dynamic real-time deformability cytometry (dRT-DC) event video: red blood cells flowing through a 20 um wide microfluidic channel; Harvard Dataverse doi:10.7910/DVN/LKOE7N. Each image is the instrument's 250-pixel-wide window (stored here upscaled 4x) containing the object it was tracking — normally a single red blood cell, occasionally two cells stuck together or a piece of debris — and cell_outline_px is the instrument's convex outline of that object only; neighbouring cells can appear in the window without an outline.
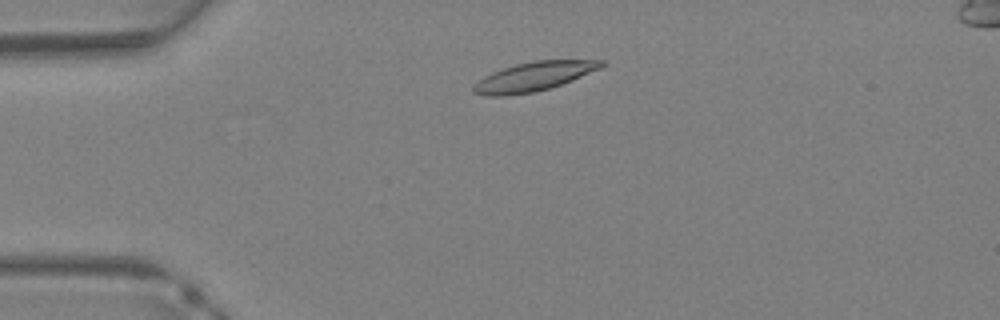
{"species": "Egyptian fruit bat (a non-hibernating species)", "species_latin": "Rousettus aegyptiacus", "temperature_condition": "warm", "stored_images_in_passage": 32, "camera_frame_rate_fps": 3000, "um_per_image_px": 0.085, "animal": {"sex": "female"}, "frame": {"image": 1, "passage_image": 3, "time_ms": 0.667, "image_size_px": [1000, 320], "cell_outline_px": [[608, 64], [600, 68], [572, 80], [536, 92], [508, 96], [484, 96], [472, 92], [472, 84], [484, 76], [492, 72], [516, 64], [532, 60], [608, 60]], "centroid_in_image_um": [45.34, 6.51], "position_along_channel_um": 39.7, "area_um2": 21.85}}
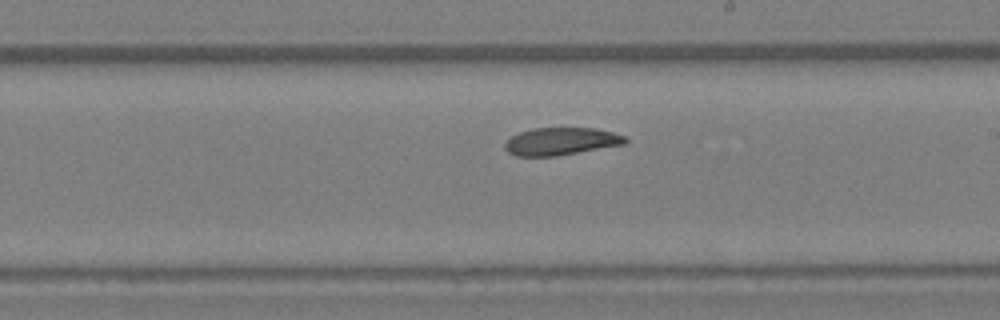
{"frame": {"image": 2, "passage_image": 16, "time_ms": 5.0, "image_size_px": [1000, 320], "cell_outline_px": [[628, 140], [624, 144], [556, 156], [516, 156], [508, 152], [504, 148], [504, 144], [512, 136], [520, 132], [532, 128], [596, 128], [628, 136]], "centroid_in_image_um": [47.7, 12.01], "position_along_channel_um": 241.3, "area_um2": 19.31}}
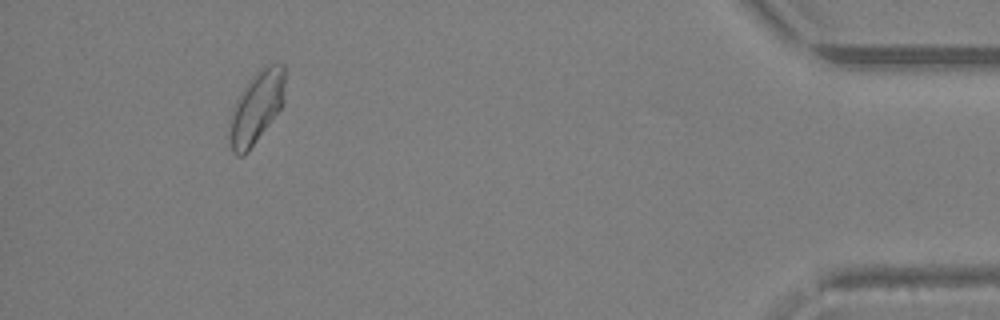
{"frame": {"image": 3, "passage_image": 29, "time_ms": 9.333, "image_size_px": [1000, 320], "cell_outline_px": [[284, 104], [248, 152], [244, 156], [236, 156], [232, 152], [228, 136], [232, 108], [236, 100], [244, 88], [268, 64], [284, 64]], "centroid_in_image_um": [21.78, 9.21], "position_along_channel_um": 413.4, "area_um2": 22.83}}